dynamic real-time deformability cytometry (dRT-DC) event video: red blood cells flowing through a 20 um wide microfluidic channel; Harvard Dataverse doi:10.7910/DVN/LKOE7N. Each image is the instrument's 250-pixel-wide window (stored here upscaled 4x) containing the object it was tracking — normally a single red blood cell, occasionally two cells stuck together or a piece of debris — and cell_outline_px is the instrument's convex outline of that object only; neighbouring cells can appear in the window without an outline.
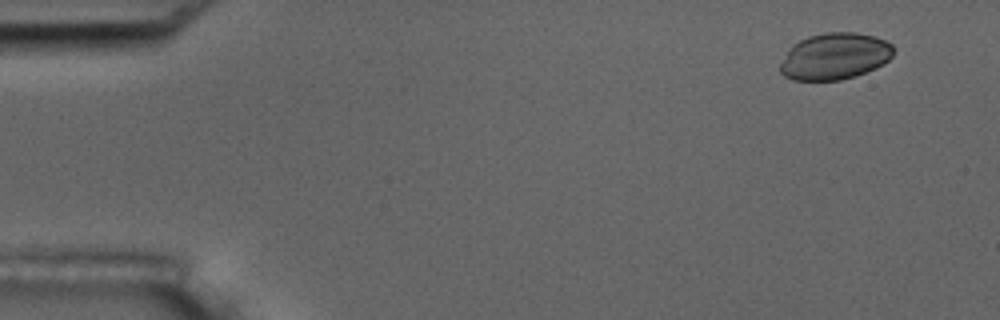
{"species": "common noctule bat (a hibernating species)", "species_latin": "Nyctalus noctula", "temperature_condition": "room temperature", "stored_images_in_passage": 8, "camera_frame_rate_fps": 3000, "um_per_image_px": 0.085, "animal": {"sex": "male", "body_mass_g": 17.5, "forearm_length_mm": 52.3}, "frame": {"image": 1, "passage_image": 1, "time_ms": 0.0, "image_size_px": [1000, 320], "cell_outline_px": [[892, 56], [884, 64], [876, 68], [856, 76], [840, 80], [792, 80], [784, 76], [780, 72], [780, 64], [792, 44], [808, 36], [824, 32], [856, 32], [876, 36], [892, 44]], "centroid_in_image_um": [70.95, 4.78], "position_along_channel_um": 14.0, "area_um2": 30.92}}
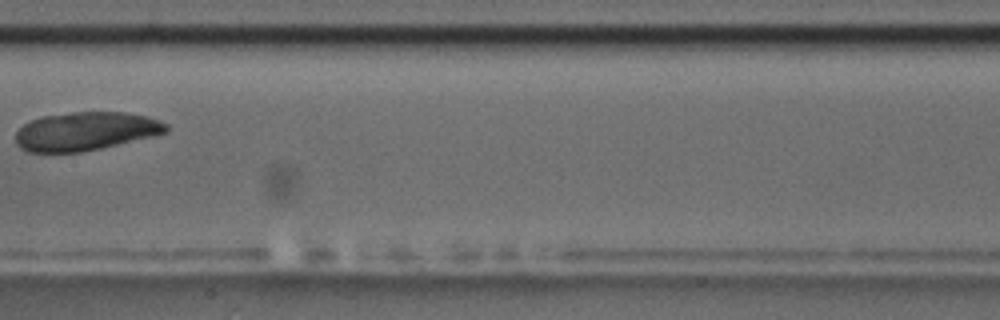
{"frame": {"image": 2, "passage_image": 8, "time_ms": 8.333, "image_size_px": [1000, 320], "cell_outline_px": [[168, 132], [152, 136], [100, 148], [80, 152], [28, 152], [20, 148], [16, 144], [16, 132], [28, 120], [40, 116], [72, 112], [124, 112], [148, 116], [160, 120], [168, 124]], "centroid_in_image_um": [7.26, 11.14], "position_along_channel_um": 200.1, "area_um2": 33.87}}